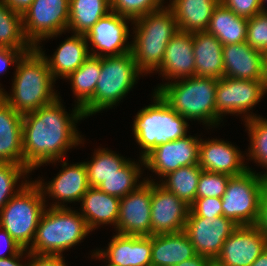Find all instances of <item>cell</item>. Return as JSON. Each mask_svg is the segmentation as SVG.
<instances>
[{
	"mask_svg": "<svg viewBox=\"0 0 267 266\" xmlns=\"http://www.w3.org/2000/svg\"><path fill=\"white\" fill-rule=\"evenodd\" d=\"M91 159L90 162L84 161L90 187L100 186L130 160L105 148L94 150L93 158Z\"/></svg>",
	"mask_w": 267,
	"mask_h": 266,
	"instance_id": "cell-34",
	"label": "cell"
},
{
	"mask_svg": "<svg viewBox=\"0 0 267 266\" xmlns=\"http://www.w3.org/2000/svg\"><path fill=\"white\" fill-rule=\"evenodd\" d=\"M245 122V127L248 130V136L250 142V148L246 160H254L257 165L265 167L267 169V119L262 116L250 118ZM267 179V171L262 174Z\"/></svg>",
	"mask_w": 267,
	"mask_h": 266,
	"instance_id": "cell-36",
	"label": "cell"
},
{
	"mask_svg": "<svg viewBox=\"0 0 267 266\" xmlns=\"http://www.w3.org/2000/svg\"><path fill=\"white\" fill-rule=\"evenodd\" d=\"M264 62H265V84H266V89H267V52L264 54Z\"/></svg>",
	"mask_w": 267,
	"mask_h": 266,
	"instance_id": "cell-51",
	"label": "cell"
},
{
	"mask_svg": "<svg viewBox=\"0 0 267 266\" xmlns=\"http://www.w3.org/2000/svg\"><path fill=\"white\" fill-rule=\"evenodd\" d=\"M229 141L211 139L200 140L199 162L202 170L237 176L250 167L244 164L245 156L241 150ZM241 151V152H240Z\"/></svg>",
	"mask_w": 267,
	"mask_h": 266,
	"instance_id": "cell-20",
	"label": "cell"
},
{
	"mask_svg": "<svg viewBox=\"0 0 267 266\" xmlns=\"http://www.w3.org/2000/svg\"><path fill=\"white\" fill-rule=\"evenodd\" d=\"M153 180L146 179L152 182L151 235L183 231L190 205Z\"/></svg>",
	"mask_w": 267,
	"mask_h": 266,
	"instance_id": "cell-16",
	"label": "cell"
},
{
	"mask_svg": "<svg viewBox=\"0 0 267 266\" xmlns=\"http://www.w3.org/2000/svg\"><path fill=\"white\" fill-rule=\"evenodd\" d=\"M267 0H261V6H262V11L267 12V9L265 8L264 3H266Z\"/></svg>",
	"mask_w": 267,
	"mask_h": 266,
	"instance_id": "cell-53",
	"label": "cell"
},
{
	"mask_svg": "<svg viewBox=\"0 0 267 266\" xmlns=\"http://www.w3.org/2000/svg\"><path fill=\"white\" fill-rule=\"evenodd\" d=\"M25 253H27V254H25ZM23 254L28 255V250L22 248L14 256H9L6 258H0V266H28V263L27 264L20 263V261L23 259L22 258L24 256Z\"/></svg>",
	"mask_w": 267,
	"mask_h": 266,
	"instance_id": "cell-47",
	"label": "cell"
},
{
	"mask_svg": "<svg viewBox=\"0 0 267 266\" xmlns=\"http://www.w3.org/2000/svg\"><path fill=\"white\" fill-rule=\"evenodd\" d=\"M110 11V0H70L67 31L86 35Z\"/></svg>",
	"mask_w": 267,
	"mask_h": 266,
	"instance_id": "cell-30",
	"label": "cell"
},
{
	"mask_svg": "<svg viewBox=\"0 0 267 266\" xmlns=\"http://www.w3.org/2000/svg\"><path fill=\"white\" fill-rule=\"evenodd\" d=\"M195 76L224 77L223 44L207 31L193 32Z\"/></svg>",
	"mask_w": 267,
	"mask_h": 266,
	"instance_id": "cell-27",
	"label": "cell"
},
{
	"mask_svg": "<svg viewBox=\"0 0 267 266\" xmlns=\"http://www.w3.org/2000/svg\"><path fill=\"white\" fill-rule=\"evenodd\" d=\"M91 230L82 215L70 207L44 209L28 252L41 255H60L79 244Z\"/></svg>",
	"mask_w": 267,
	"mask_h": 266,
	"instance_id": "cell-5",
	"label": "cell"
},
{
	"mask_svg": "<svg viewBox=\"0 0 267 266\" xmlns=\"http://www.w3.org/2000/svg\"><path fill=\"white\" fill-rule=\"evenodd\" d=\"M32 49H9L0 48V74L6 72L8 67L17 65L19 59L24 53L31 51Z\"/></svg>",
	"mask_w": 267,
	"mask_h": 266,
	"instance_id": "cell-44",
	"label": "cell"
},
{
	"mask_svg": "<svg viewBox=\"0 0 267 266\" xmlns=\"http://www.w3.org/2000/svg\"><path fill=\"white\" fill-rule=\"evenodd\" d=\"M153 93V103L139 110L133 122L132 132L142 149L141 158L160 144L185 137L189 127L187 120L177 114L157 91Z\"/></svg>",
	"mask_w": 267,
	"mask_h": 266,
	"instance_id": "cell-6",
	"label": "cell"
},
{
	"mask_svg": "<svg viewBox=\"0 0 267 266\" xmlns=\"http://www.w3.org/2000/svg\"><path fill=\"white\" fill-rule=\"evenodd\" d=\"M170 82L195 76L193 33L178 31L166 46L157 73Z\"/></svg>",
	"mask_w": 267,
	"mask_h": 266,
	"instance_id": "cell-22",
	"label": "cell"
},
{
	"mask_svg": "<svg viewBox=\"0 0 267 266\" xmlns=\"http://www.w3.org/2000/svg\"><path fill=\"white\" fill-rule=\"evenodd\" d=\"M262 172L248 169L245 173L231 176L222 199L223 216L238 226L256 225L261 198L267 189V179Z\"/></svg>",
	"mask_w": 267,
	"mask_h": 266,
	"instance_id": "cell-9",
	"label": "cell"
},
{
	"mask_svg": "<svg viewBox=\"0 0 267 266\" xmlns=\"http://www.w3.org/2000/svg\"><path fill=\"white\" fill-rule=\"evenodd\" d=\"M210 260L211 259L206 256L197 254L193 258L185 260L175 266H207Z\"/></svg>",
	"mask_w": 267,
	"mask_h": 266,
	"instance_id": "cell-49",
	"label": "cell"
},
{
	"mask_svg": "<svg viewBox=\"0 0 267 266\" xmlns=\"http://www.w3.org/2000/svg\"><path fill=\"white\" fill-rule=\"evenodd\" d=\"M46 200L36 181H29L0 210V227L6 230L23 249L35 237Z\"/></svg>",
	"mask_w": 267,
	"mask_h": 266,
	"instance_id": "cell-8",
	"label": "cell"
},
{
	"mask_svg": "<svg viewBox=\"0 0 267 266\" xmlns=\"http://www.w3.org/2000/svg\"><path fill=\"white\" fill-rule=\"evenodd\" d=\"M247 18L237 16L221 2L214 9L207 32L223 45L246 42Z\"/></svg>",
	"mask_w": 267,
	"mask_h": 266,
	"instance_id": "cell-29",
	"label": "cell"
},
{
	"mask_svg": "<svg viewBox=\"0 0 267 266\" xmlns=\"http://www.w3.org/2000/svg\"><path fill=\"white\" fill-rule=\"evenodd\" d=\"M224 77L242 80L264 81V53L246 42L223 45Z\"/></svg>",
	"mask_w": 267,
	"mask_h": 266,
	"instance_id": "cell-21",
	"label": "cell"
},
{
	"mask_svg": "<svg viewBox=\"0 0 267 266\" xmlns=\"http://www.w3.org/2000/svg\"><path fill=\"white\" fill-rule=\"evenodd\" d=\"M15 12L23 14L34 0H3Z\"/></svg>",
	"mask_w": 267,
	"mask_h": 266,
	"instance_id": "cell-48",
	"label": "cell"
},
{
	"mask_svg": "<svg viewBox=\"0 0 267 266\" xmlns=\"http://www.w3.org/2000/svg\"><path fill=\"white\" fill-rule=\"evenodd\" d=\"M60 97L23 115V165L30 172L65 158L69 149L84 143L76 128L85 118L82 109L75 104L67 113Z\"/></svg>",
	"mask_w": 267,
	"mask_h": 266,
	"instance_id": "cell-1",
	"label": "cell"
},
{
	"mask_svg": "<svg viewBox=\"0 0 267 266\" xmlns=\"http://www.w3.org/2000/svg\"><path fill=\"white\" fill-rule=\"evenodd\" d=\"M256 226L267 237V189L264 191L261 198L260 213Z\"/></svg>",
	"mask_w": 267,
	"mask_h": 266,
	"instance_id": "cell-46",
	"label": "cell"
},
{
	"mask_svg": "<svg viewBox=\"0 0 267 266\" xmlns=\"http://www.w3.org/2000/svg\"><path fill=\"white\" fill-rule=\"evenodd\" d=\"M223 215L222 199L214 198H196L190 205L188 217L213 218Z\"/></svg>",
	"mask_w": 267,
	"mask_h": 266,
	"instance_id": "cell-41",
	"label": "cell"
},
{
	"mask_svg": "<svg viewBox=\"0 0 267 266\" xmlns=\"http://www.w3.org/2000/svg\"><path fill=\"white\" fill-rule=\"evenodd\" d=\"M70 0H34L22 14L26 38L35 47L67 31ZM42 40V41H41Z\"/></svg>",
	"mask_w": 267,
	"mask_h": 266,
	"instance_id": "cell-11",
	"label": "cell"
},
{
	"mask_svg": "<svg viewBox=\"0 0 267 266\" xmlns=\"http://www.w3.org/2000/svg\"><path fill=\"white\" fill-rule=\"evenodd\" d=\"M207 266H224V265L220 264L214 259V260H210Z\"/></svg>",
	"mask_w": 267,
	"mask_h": 266,
	"instance_id": "cell-52",
	"label": "cell"
},
{
	"mask_svg": "<svg viewBox=\"0 0 267 266\" xmlns=\"http://www.w3.org/2000/svg\"><path fill=\"white\" fill-rule=\"evenodd\" d=\"M139 162L129 160L116 174L107 178L98 188L111 196L118 198L125 197L128 193L136 190L143 182L141 178L142 168L144 167L143 158L139 157ZM139 182V183H138Z\"/></svg>",
	"mask_w": 267,
	"mask_h": 266,
	"instance_id": "cell-35",
	"label": "cell"
},
{
	"mask_svg": "<svg viewBox=\"0 0 267 266\" xmlns=\"http://www.w3.org/2000/svg\"><path fill=\"white\" fill-rule=\"evenodd\" d=\"M200 140L186 135L160 144L143 158L144 166L161 178L180 167L198 165Z\"/></svg>",
	"mask_w": 267,
	"mask_h": 266,
	"instance_id": "cell-13",
	"label": "cell"
},
{
	"mask_svg": "<svg viewBox=\"0 0 267 266\" xmlns=\"http://www.w3.org/2000/svg\"><path fill=\"white\" fill-rule=\"evenodd\" d=\"M164 0H110L111 11L132 21L164 7Z\"/></svg>",
	"mask_w": 267,
	"mask_h": 266,
	"instance_id": "cell-38",
	"label": "cell"
},
{
	"mask_svg": "<svg viewBox=\"0 0 267 266\" xmlns=\"http://www.w3.org/2000/svg\"><path fill=\"white\" fill-rule=\"evenodd\" d=\"M101 73V57L90 55L84 63L65 80H70L76 105L83 108L94 95Z\"/></svg>",
	"mask_w": 267,
	"mask_h": 266,
	"instance_id": "cell-31",
	"label": "cell"
},
{
	"mask_svg": "<svg viewBox=\"0 0 267 266\" xmlns=\"http://www.w3.org/2000/svg\"><path fill=\"white\" fill-rule=\"evenodd\" d=\"M88 46L85 35L73 33V35L59 44L52 57L49 56L48 58L39 44L35 48L44 56L51 75L56 81L58 77L66 79L84 63L90 56V47Z\"/></svg>",
	"mask_w": 267,
	"mask_h": 266,
	"instance_id": "cell-23",
	"label": "cell"
},
{
	"mask_svg": "<svg viewBox=\"0 0 267 266\" xmlns=\"http://www.w3.org/2000/svg\"><path fill=\"white\" fill-rule=\"evenodd\" d=\"M230 177L227 174L202 170L198 180L196 198H221L225 193Z\"/></svg>",
	"mask_w": 267,
	"mask_h": 266,
	"instance_id": "cell-39",
	"label": "cell"
},
{
	"mask_svg": "<svg viewBox=\"0 0 267 266\" xmlns=\"http://www.w3.org/2000/svg\"><path fill=\"white\" fill-rule=\"evenodd\" d=\"M12 93L0 86V96L19 114L34 112L53 102L58 96L55 80L44 56L34 47L15 66ZM5 91V92H4Z\"/></svg>",
	"mask_w": 267,
	"mask_h": 266,
	"instance_id": "cell-2",
	"label": "cell"
},
{
	"mask_svg": "<svg viewBox=\"0 0 267 266\" xmlns=\"http://www.w3.org/2000/svg\"><path fill=\"white\" fill-rule=\"evenodd\" d=\"M134 25L131 53L139 71L143 74L158 71L167 44L179 31L171 10L163 8L150 12L132 22Z\"/></svg>",
	"mask_w": 267,
	"mask_h": 266,
	"instance_id": "cell-3",
	"label": "cell"
},
{
	"mask_svg": "<svg viewBox=\"0 0 267 266\" xmlns=\"http://www.w3.org/2000/svg\"><path fill=\"white\" fill-rule=\"evenodd\" d=\"M29 173L31 172L24 165L0 163V210L27 183L26 177ZM21 177L24 180L21 181L20 185L18 181Z\"/></svg>",
	"mask_w": 267,
	"mask_h": 266,
	"instance_id": "cell-37",
	"label": "cell"
},
{
	"mask_svg": "<svg viewBox=\"0 0 267 266\" xmlns=\"http://www.w3.org/2000/svg\"><path fill=\"white\" fill-rule=\"evenodd\" d=\"M246 43L264 54L267 52V12L248 19Z\"/></svg>",
	"mask_w": 267,
	"mask_h": 266,
	"instance_id": "cell-40",
	"label": "cell"
},
{
	"mask_svg": "<svg viewBox=\"0 0 267 266\" xmlns=\"http://www.w3.org/2000/svg\"><path fill=\"white\" fill-rule=\"evenodd\" d=\"M171 1V2H170ZM168 8L176 19L179 31H206L220 0H169Z\"/></svg>",
	"mask_w": 267,
	"mask_h": 266,
	"instance_id": "cell-28",
	"label": "cell"
},
{
	"mask_svg": "<svg viewBox=\"0 0 267 266\" xmlns=\"http://www.w3.org/2000/svg\"><path fill=\"white\" fill-rule=\"evenodd\" d=\"M237 227L236 223L223 215L213 218L188 217L184 231L198 255L214 260L220 254L225 240Z\"/></svg>",
	"mask_w": 267,
	"mask_h": 266,
	"instance_id": "cell-15",
	"label": "cell"
},
{
	"mask_svg": "<svg viewBox=\"0 0 267 266\" xmlns=\"http://www.w3.org/2000/svg\"><path fill=\"white\" fill-rule=\"evenodd\" d=\"M0 48L33 49L23 30L22 14L0 0Z\"/></svg>",
	"mask_w": 267,
	"mask_h": 266,
	"instance_id": "cell-33",
	"label": "cell"
},
{
	"mask_svg": "<svg viewBox=\"0 0 267 266\" xmlns=\"http://www.w3.org/2000/svg\"><path fill=\"white\" fill-rule=\"evenodd\" d=\"M141 74L131 52L101 57V73L94 95L82 108L85 118L119 104Z\"/></svg>",
	"mask_w": 267,
	"mask_h": 266,
	"instance_id": "cell-7",
	"label": "cell"
},
{
	"mask_svg": "<svg viewBox=\"0 0 267 266\" xmlns=\"http://www.w3.org/2000/svg\"><path fill=\"white\" fill-rule=\"evenodd\" d=\"M196 255L184 230L152 235L151 266H175Z\"/></svg>",
	"mask_w": 267,
	"mask_h": 266,
	"instance_id": "cell-26",
	"label": "cell"
},
{
	"mask_svg": "<svg viewBox=\"0 0 267 266\" xmlns=\"http://www.w3.org/2000/svg\"><path fill=\"white\" fill-rule=\"evenodd\" d=\"M0 234H1L0 235V241H2L1 244L4 243L6 250L8 251V252H6V254L8 253V255L4 254L3 253L4 251L3 252L0 251V258H6L9 256H14L22 249V247H20L15 242V240L11 237V235L1 227H0Z\"/></svg>",
	"mask_w": 267,
	"mask_h": 266,
	"instance_id": "cell-45",
	"label": "cell"
},
{
	"mask_svg": "<svg viewBox=\"0 0 267 266\" xmlns=\"http://www.w3.org/2000/svg\"><path fill=\"white\" fill-rule=\"evenodd\" d=\"M217 83L216 78L193 76L162 83L154 91L187 121L199 120L212 128L215 127Z\"/></svg>",
	"mask_w": 267,
	"mask_h": 266,
	"instance_id": "cell-4",
	"label": "cell"
},
{
	"mask_svg": "<svg viewBox=\"0 0 267 266\" xmlns=\"http://www.w3.org/2000/svg\"><path fill=\"white\" fill-rule=\"evenodd\" d=\"M120 199L101 191L98 187H90L81 198L79 213L85 219L88 228L93 231L100 225H113L118 221Z\"/></svg>",
	"mask_w": 267,
	"mask_h": 266,
	"instance_id": "cell-25",
	"label": "cell"
},
{
	"mask_svg": "<svg viewBox=\"0 0 267 266\" xmlns=\"http://www.w3.org/2000/svg\"><path fill=\"white\" fill-rule=\"evenodd\" d=\"M266 92L265 81L226 77L218 79L216 86L215 127L220 125L221 121H223L222 118L227 114H236V116L243 114L244 121L257 117L250 110L260 102Z\"/></svg>",
	"mask_w": 267,
	"mask_h": 266,
	"instance_id": "cell-10",
	"label": "cell"
},
{
	"mask_svg": "<svg viewBox=\"0 0 267 266\" xmlns=\"http://www.w3.org/2000/svg\"><path fill=\"white\" fill-rule=\"evenodd\" d=\"M129 21L133 22L112 11L99 19L85 35L87 42L92 45L90 55L109 57L131 52V42H128Z\"/></svg>",
	"mask_w": 267,
	"mask_h": 266,
	"instance_id": "cell-12",
	"label": "cell"
},
{
	"mask_svg": "<svg viewBox=\"0 0 267 266\" xmlns=\"http://www.w3.org/2000/svg\"><path fill=\"white\" fill-rule=\"evenodd\" d=\"M63 162L62 169L55 178L51 181L42 182V180H35L42 190L45 199L46 196L54 202L49 207H67V203L80 202L83 195L90 188L87 176V170L84 162L75 164H68L64 159L56 160L50 163ZM61 200V201H60ZM60 201V202H59ZM66 203V206L65 204Z\"/></svg>",
	"mask_w": 267,
	"mask_h": 266,
	"instance_id": "cell-17",
	"label": "cell"
},
{
	"mask_svg": "<svg viewBox=\"0 0 267 266\" xmlns=\"http://www.w3.org/2000/svg\"><path fill=\"white\" fill-rule=\"evenodd\" d=\"M220 2L237 16L247 19L262 12L261 0H220Z\"/></svg>",
	"mask_w": 267,
	"mask_h": 266,
	"instance_id": "cell-42",
	"label": "cell"
},
{
	"mask_svg": "<svg viewBox=\"0 0 267 266\" xmlns=\"http://www.w3.org/2000/svg\"><path fill=\"white\" fill-rule=\"evenodd\" d=\"M201 171L202 169L199 165L180 167L163 176L159 185L169 192L174 193L188 205H191L196 199V191Z\"/></svg>",
	"mask_w": 267,
	"mask_h": 266,
	"instance_id": "cell-32",
	"label": "cell"
},
{
	"mask_svg": "<svg viewBox=\"0 0 267 266\" xmlns=\"http://www.w3.org/2000/svg\"><path fill=\"white\" fill-rule=\"evenodd\" d=\"M250 266H267V248Z\"/></svg>",
	"mask_w": 267,
	"mask_h": 266,
	"instance_id": "cell-50",
	"label": "cell"
},
{
	"mask_svg": "<svg viewBox=\"0 0 267 266\" xmlns=\"http://www.w3.org/2000/svg\"><path fill=\"white\" fill-rule=\"evenodd\" d=\"M152 235L132 236L116 233L107 249L94 250L92 257L119 266H151Z\"/></svg>",
	"mask_w": 267,
	"mask_h": 266,
	"instance_id": "cell-19",
	"label": "cell"
},
{
	"mask_svg": "<svg viewBox=\"0 0 267 266\" xmlns=\"http://www.w3.org/2000/svg\"><path fill=\"white\" fill-rule=\"evenodd\" d=\"M152 182H143L120 199L115 230L121 235L151 236Z\"/></svg>",
	"mask_w": 267,
	"mask_h": 266,
	"instance_id": "cell-14",
	"label": "cell"
},
{
	"mask_svg": "<svg viewBox=\"0 0 267 266\" xmlns=\"http://www.w3.org/2000/svg\"><path fill=\"white\" fill-rule=\"evenodd\" d=\"M267 248V237L256 225L238 226L215 259L224 266H250Z\"/></svg>",
	"mask_w": 267,
	"mask_h": 266,
	"instance_id": "cell-18",
	"label": "cell"
},
{
	"mask_svg": "<svg viewBox=\"0 0 267 266\" xmlns=\"http://www.w3.org/2000/svg\"><path fill=\"white\" fill-rule=\"evenodd\" d=\"M104 261L108 263V265H105V266H119V265H114V264L109 263L106 259Z\"/></svg>",
	"mask_w": 267,
	"mask_h": 266,
	"instance_id": "cell-54",
	"label": "cell"
},
{
	"mask_svg": "<svg viewBox=\"0 0 267 266\" xmlns=\"http://www.w3.org/2000/svg\"><path fill=\"white\" fill-rule=\"evenodd\" d=\"M25 257H28V266H67L64 257L60 255H41L28 252Z\"/></svg>",
	"mask_w": 267,
	"mask_h": 266,
	"instance_id": "cell-43",
	"label": "cell"
},
{
	"mask_svg": "<svg viewBox=\"0 0 267 266\" xmlns=\"http://www.w3.org/2000/svg\"><path fill=\"white\" fill-rule=\"evenodd\" d=\"M0 163L23 165V115L0 96Z\"/></svg>",
	"mask_w": 267,
	"mask_h": 266,
	"instance_id": "cell-24",
	"label": "cell"
}]
</instances>
